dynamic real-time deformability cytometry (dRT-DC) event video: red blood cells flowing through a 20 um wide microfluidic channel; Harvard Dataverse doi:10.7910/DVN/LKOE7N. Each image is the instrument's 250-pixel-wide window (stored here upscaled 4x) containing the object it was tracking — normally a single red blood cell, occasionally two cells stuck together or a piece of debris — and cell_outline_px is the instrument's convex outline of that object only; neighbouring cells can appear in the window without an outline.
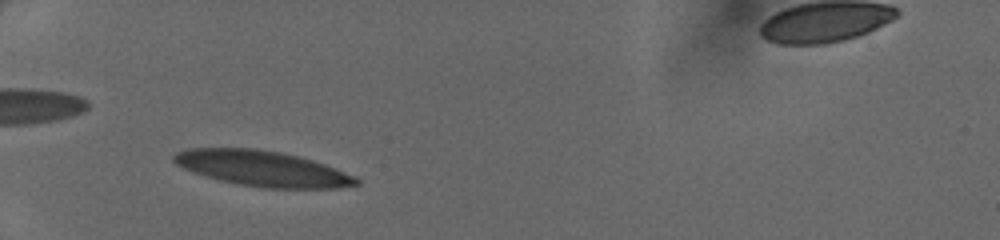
{"species": "human", "species_latin": "Homo sapiens", "temperature_condition": "cold", "stored_images_in_passage": 33, "camera_frame_rate_fps": 3000, "um_per_image_px": 0.085, "donor": {"sex": "female"}, "frame": {"image": 1, "passage_image": 5, "time_ms": 1.333, "image_size_px": [1000, 240], "cell_outline_px": [[360, 184], [340, 188], [260, 188], [220, 180], [192, 172], [176, 164], [172, 160], [172, 156], [176, 152], [188, 148], [252, 148], [280, 152], [312, 160], [336, 168], [356, 176], [360, 180]], "centroid_in_image_um": [22.31, 14.33], "position_along_channel_um": 62.7, "area_um2": 37.69}}
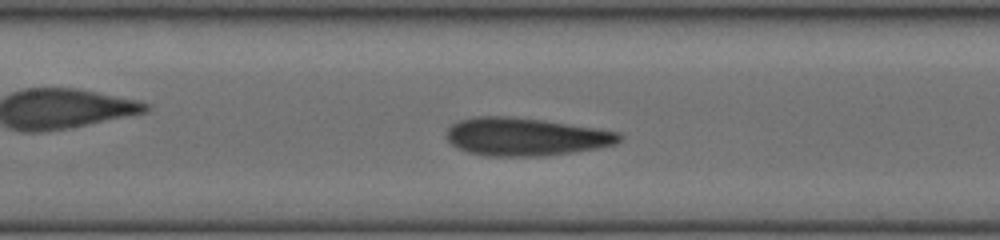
{"frame": {"image": 2, "passage_image": 13, "time_ms": 4.0, "image_size_px": [1000, 240], "cell_outline_px": [[624, 136], [616, 144], [596, 148], [572, 152], [544, 156], [488, 156], [468, 152], [456, 148], [444, 136], [448, 128], [452, 124], [460, 120], [476, 116], [508, 116], [540, 120], [596, 128], [620, 132]], "centroid_in_image_um": [44.65, 11.63], "position_along_channel_um": 162.8, "area_um2": 38.21}}
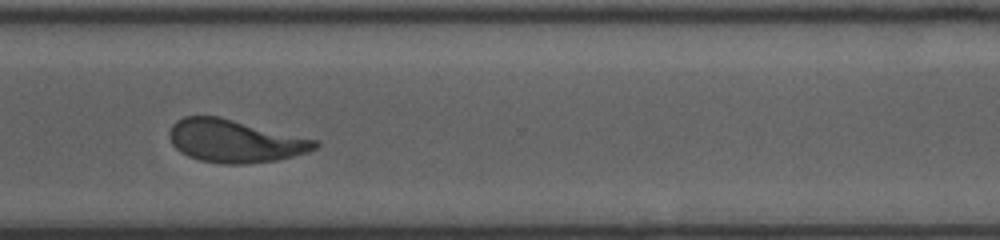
{"frame": {"image": 3, "passage_image": 26, "time_ms": 8.333, "image_size_px": [1000, 240], "cell_outline_px": [[320, 144], [316, 148], [308, 152], [276, 160], [244, 164], [224, 164], [200, 160], [188, 156], [180, 152], [172, 144], [168, 136], [168, 132], [172, 124], [176, 120], [184, 116], [220, 116], [320, 140]], "centroid_in_image_um": [19.97, 11.97], "position_along_channel_um": 350.6, "area_um2": 36.7}}